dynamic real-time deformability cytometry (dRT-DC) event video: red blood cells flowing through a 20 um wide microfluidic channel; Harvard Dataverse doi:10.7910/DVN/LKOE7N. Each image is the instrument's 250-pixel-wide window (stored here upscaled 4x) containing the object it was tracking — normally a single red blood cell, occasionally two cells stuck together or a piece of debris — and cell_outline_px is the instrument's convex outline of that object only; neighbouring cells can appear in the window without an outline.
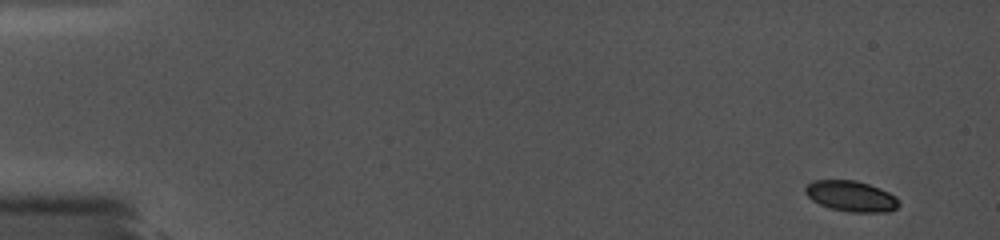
{"species": "common noctule bat (a hibernating species)", "species_latin": "Nyctalus noctula", "temperature_condition": "cold", "stored_images_in_passage": 5, "camera_frame_rate_fps": 5000, "um_per_image_px": 0.085, "animal": {"sex": "female", "body_mass_g": 19.0, "forearm_length_mm": 56.7}, "frame": {"image": 1, "passage_image": 1, "time_ms": 0.0, "image_size_px": [1000, 240], "cell_outline_px": [[900, 204], [896, 208], [888, 212], [852, 212], [832, 208], [820, 204], [812, 200], [804, 192], [804, 188], [812, 180], [856, 180], [880, 188], [896, 196], [900, 200]], "centroid_in_image_um": [72.36, 16.67], "position_along_channel_um": 12.6, "area_um2": 16.76}}
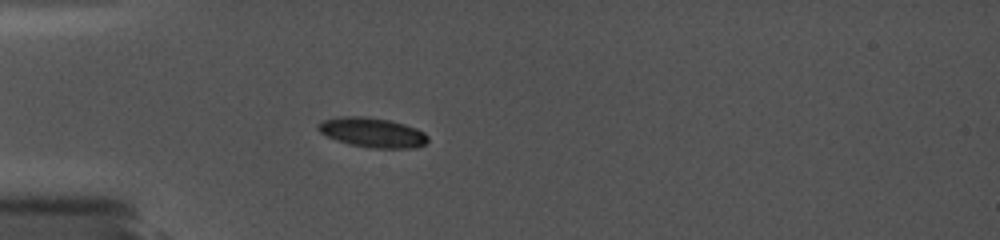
{"frame": {"image": 2, "passage_image": 5, "time_ms": 4.6, "image_size_px": [1000, 240], "cell_outline_px": [[428, 140], [424, 144], [416, 148], [372, 148], [348, 144], [324, 136], [316, 128], [316, 124], [324, 120], [340, 116], [368, 116], [388, 120], [404, 124], [416, 128], [424, 132], [428, 136]], "centroid_in_image_um": [31.62, 11.26], "position_along_channel_um": 53.4, "area_um2": 19.19}}